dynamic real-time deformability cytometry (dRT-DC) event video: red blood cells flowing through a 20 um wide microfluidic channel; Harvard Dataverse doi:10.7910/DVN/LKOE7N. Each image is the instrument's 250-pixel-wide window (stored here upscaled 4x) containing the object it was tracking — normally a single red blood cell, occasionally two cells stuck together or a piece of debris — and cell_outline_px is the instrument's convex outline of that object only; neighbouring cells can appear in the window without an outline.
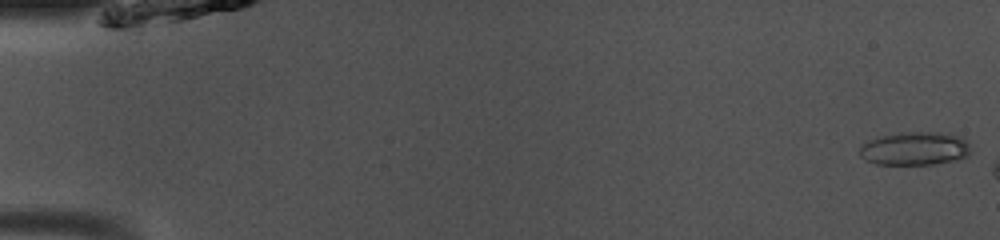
{"species": "common noctule bat (a hibernating species)", "species_latin": "Nyctalus noctula", "temperature_condition": "room temperature", "stored_images_in_passage": 7, "camera_frame_rate_fps": 3000, "um_per_image_px": 0.085, "animal": {"sex": "male", "body_mass_g": 13.0, "forearm_length_mm": 53.1}, "frame": {"image": 1, "passage_image": 1, "time_ms": 0.0, "image_size_px": [1000, 240], "cell_outline_px": [[972, 152], [968, 156], [956, 160], [932, 164], [876, 164], [860, 156], [860, 148], [868, 140], [880, 136], [900, 132], [940, 132], [960, 136], [968, 144]], "centroid_in_image_um": [77.79, 12.62], "position_along_channel_um": 7.2, "area_um2": 21.56}}